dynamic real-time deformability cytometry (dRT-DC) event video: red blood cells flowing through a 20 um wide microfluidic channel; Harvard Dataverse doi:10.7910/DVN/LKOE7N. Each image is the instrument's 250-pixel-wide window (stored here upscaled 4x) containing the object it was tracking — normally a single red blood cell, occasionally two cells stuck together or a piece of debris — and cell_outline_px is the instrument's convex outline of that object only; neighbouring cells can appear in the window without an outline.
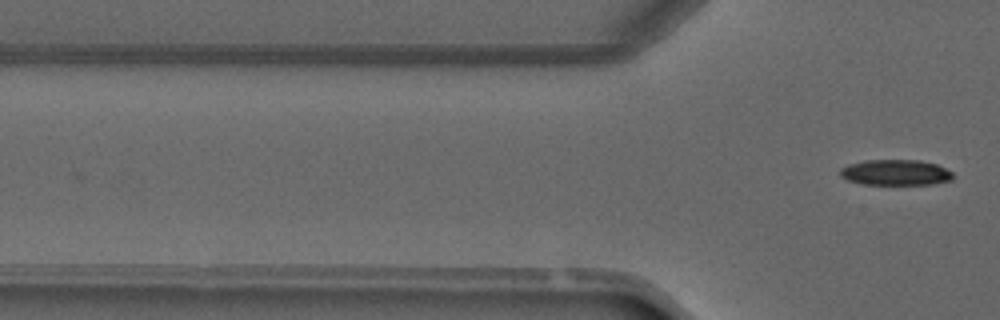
{"species": "common noctule bat (a hibernating species)", "species_latin": "Nyctalus noctula", "temperature_condition": "warm", "stored_images_in_passage": 3, "camera_frame_rate_fps": 3000, "um_per_image_px": 0.085, "animal": {"sex": "male", "forearm_length_mm": 52.5}, "frame": {"image": 1, "passage_image": 3, "time_ms": 2.333, "image_size_px": [1000, 320], "cell_outline_px": [[952, 180], [932, 184], [864, 184], [848, 180], [840, 176], [840, 168], [848, 164], [864, 160], [920, 160], [936, 164], [952, 172]], "centroid_in_image_um": [76.1, 14.65], "position_along_channel_um": 49.7, "area_um2": 16.82}}